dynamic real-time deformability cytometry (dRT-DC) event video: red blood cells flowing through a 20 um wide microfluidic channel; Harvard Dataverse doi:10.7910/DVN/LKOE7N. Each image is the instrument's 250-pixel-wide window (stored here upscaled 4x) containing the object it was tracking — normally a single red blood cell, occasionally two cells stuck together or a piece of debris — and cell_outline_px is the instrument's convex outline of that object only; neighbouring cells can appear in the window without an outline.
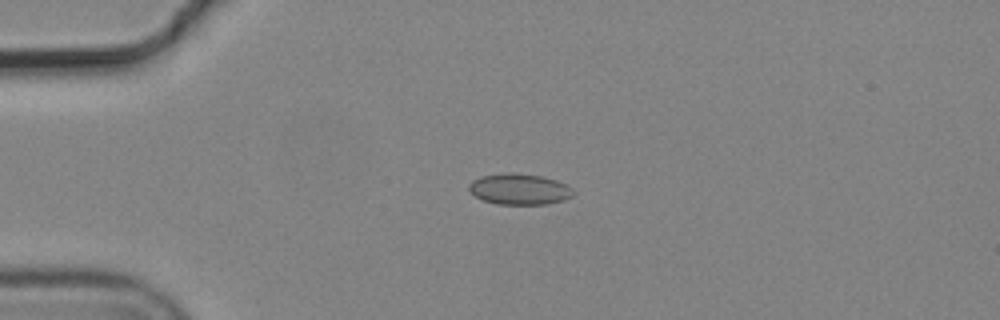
{"species": "common noctule bat (a hibernating species)", "species_latin": "Nyctalus noctula", "temperature_condition": "cold", "stored_images_in_passage": 4, "camera_frame_rate_fps": 3000, "um_per_image_px": 0.085, "animal": {"sex": "male", "body_mass_g": 19.2, "forearm_length_mm": 51.8}, "frame": {"image": 1, "passage_image": 3, "time_ms": 0.667, "image_size_px": [1000, 320], "cell_outline_px": [[576, 192], [572, 196], [564, 200], [548, 204], [496, 204], [484, 200], [476, 196], [468, 188], [468, 184], [472, 180], [480, 176], [504, 172], [512, 172], [544, 176], [568, 184]], "centroid_in_image_um": [44.18, 16.06], "position_along_channel_um": 40.8, "area_um2": 19.13}}